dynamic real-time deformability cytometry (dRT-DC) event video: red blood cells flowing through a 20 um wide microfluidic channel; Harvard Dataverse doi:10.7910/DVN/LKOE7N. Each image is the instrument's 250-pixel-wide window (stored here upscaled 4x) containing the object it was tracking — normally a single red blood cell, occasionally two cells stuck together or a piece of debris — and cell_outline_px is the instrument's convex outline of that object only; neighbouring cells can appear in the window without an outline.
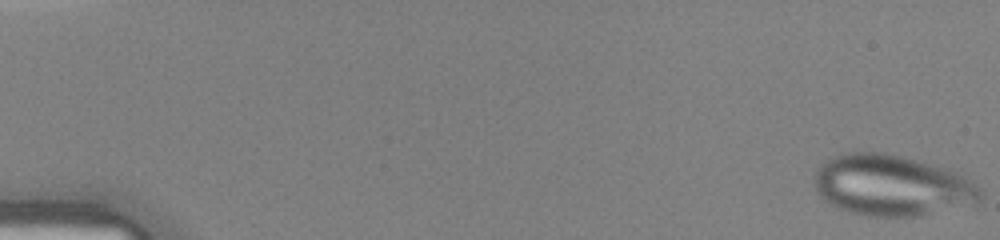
{"species": "human", "species_latin": "Homo sapiens", "temperature_condition": "warm", "stored_images_in_passage": 44, "camera_frame_rate_fps": 3000, "um_per_image_px": 0.085, "donor": {"sex": "female"}, "frame": {"image": 1, "passage_image": 1, "time_ms": 0.0, "image_size_px": [1000, 240], "cell_outline_px": [[984, 196], [976, 204], [920, 216], [868, 216], [836, 208], [824, 200], [820, 196], [816, 188], [816, 168], [820, 164], [832, 156], [840, 152], [884, 152], [916, 160], [956, 172], [972, 180], [984, 192]], "centroid_in_image_um": [75.82, 15.77], "position_along_channel_um": 9.2, "area_um2": 59.25}}
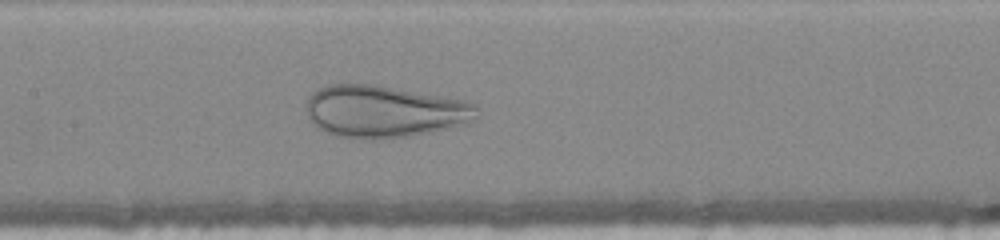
{"frame": {"image": 2, "passage_image": 22, "time_ms": 7.0, "image_size_px": [1000, 240], "cell_outline_px": [[476, 116], [468, 124], [412, 136], [380, 140], [368, 140], [336, 136], [316, 128], [312, 124], [308, 116], [308, 96], [312, 92], [328, 84], [376, 84], [464, 100], [476, 104]], "centroid_in_image_um": [32.64, 9.49], "position_along_channel_um": 174.8, "area_um2": 52.31}}
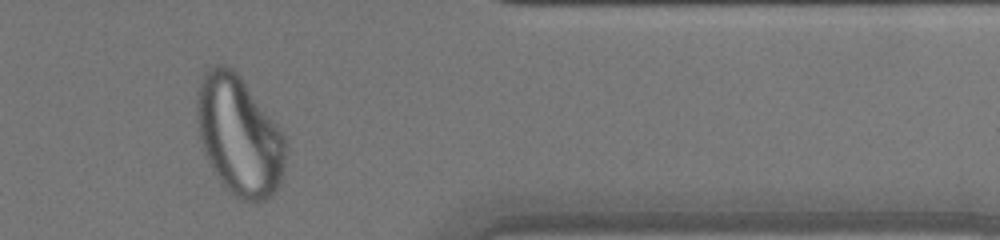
{"frame": {"image": 3, "passage_image": 37, "time_ms": 12.0, "image_size_px": [1000, 240], "cell_outline_px": [[288, 148], [280, 184], [264, 200], [256, 204], [252, 204], [240, 200], [216, 176], [208, 164], [200, 140], [196, 112], [196, 100], [200, 84], [204, 72], [208, 68], [216, 64], [228, 64], [240, 76], [276, 124], [284, 136], [288, 144]], "centroid_in_image_um": [20.32, 11.54], "position_along_channel_um": 391.1, "area_um2": 61.79}}